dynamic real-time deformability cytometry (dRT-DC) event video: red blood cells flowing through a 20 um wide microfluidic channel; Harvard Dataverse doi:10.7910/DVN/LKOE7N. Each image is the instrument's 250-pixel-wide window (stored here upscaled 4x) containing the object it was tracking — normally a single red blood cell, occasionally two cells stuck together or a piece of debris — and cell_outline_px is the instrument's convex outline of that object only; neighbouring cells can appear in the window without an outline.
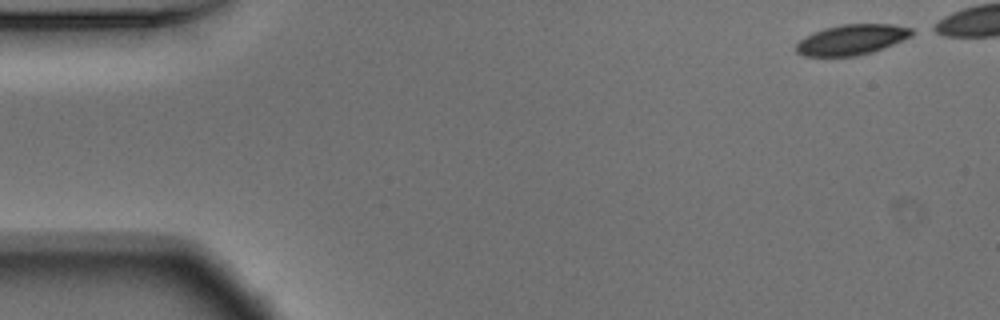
{"species": "Egyptian fruit bat (a non-hibernating species)", "species_latin": "Rousettus aegyptiacus", "temperature_condition": "warm", "stored_images_in_passage": 42, "camera_frame_rate_fps": 3000, "um_per_image_px": 0.085, "animal": {"sex": "male"}, "frame": {"image": 1, "passage_image": 1, "time_ms": 0.0, "image_size_px": [1000, 320], "cell_outline_px": [[912, 36], [884, 48], [872, 52], [856, 56], [804, 56], [796, 52], [796, 44], [800, 40], [812, 32], [824, 28], [840, 24], [892, 24], [912, 28]], "centroid_in_image_um": [72.38, 3.37], "position_along_channel_um": 12.6, "area_um2": 20.52}}
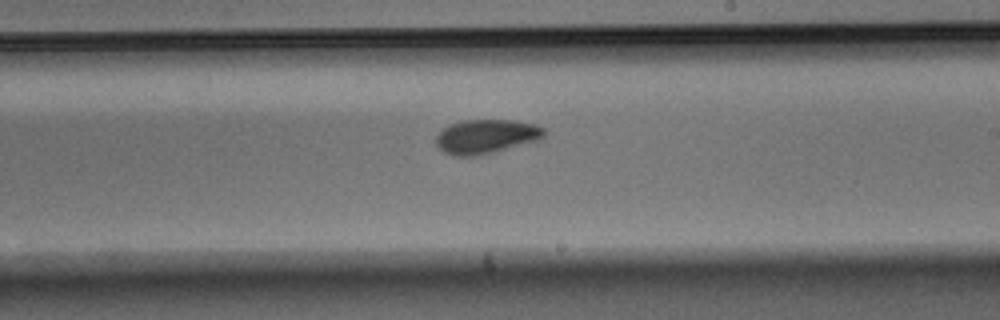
{"frame": {"image": 2, "passage_image": 29, "time_ms": 9.333, "image_size_px": [1000, 320], "cell_outline_px": [[544, 136], [540, 140], [492, 152], [472, 156], [456, 156], [444, 152], [436, 144], [436, 136], [448, 124], [464, 120], [516, 120], [536, 124], [544, 128]], "centroid_in_image_um": [41.33, 11.58], "position_along_channel_um": 247.7, "area_um2": 21.44}}
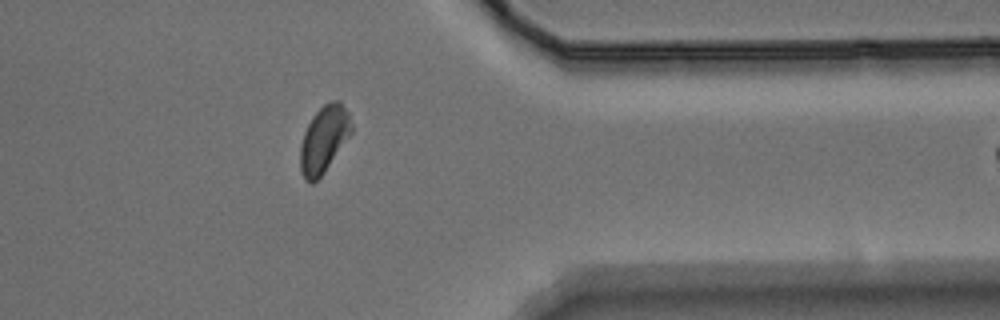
{"frame": {"image": 3, "passage_image": 41, "time_ms": 13.333, "image_size_px": [1000, 320], "cell_outline_px": [[352, 132], [324, 172], [312, 184], [308, 184], [304, 180], [300, 168], [300, 144], [304, 132], [312, 116], [324, 104], [332, 100], [340, 100], [348, 112], [352, 124]], "centroid_in_image_um": [27.52, 11.84], "position_along_channel_um": 383.9, "area_um2": 19.88}}